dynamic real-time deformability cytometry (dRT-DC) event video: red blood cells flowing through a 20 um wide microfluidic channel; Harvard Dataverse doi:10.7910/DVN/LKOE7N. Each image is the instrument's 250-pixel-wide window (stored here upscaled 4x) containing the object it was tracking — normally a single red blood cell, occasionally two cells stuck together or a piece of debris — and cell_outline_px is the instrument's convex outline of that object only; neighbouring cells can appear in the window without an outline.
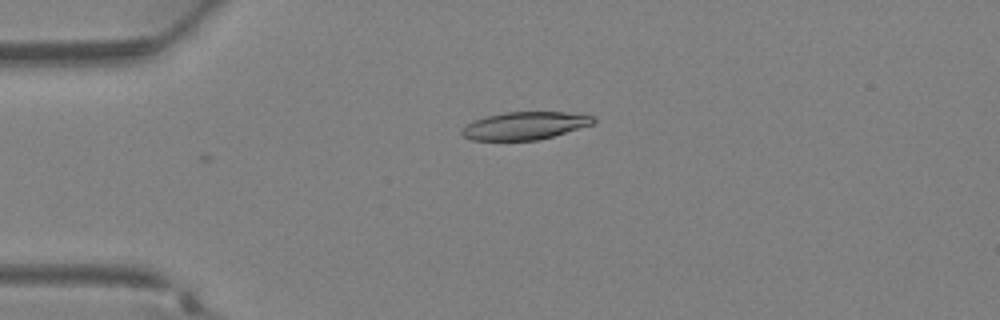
{"species": "Egyptian fruit bat (a non-hibernating species)", "species_latin": "Rousettus aegyptiacus", "temperature_condition": "warm", "stored_images_in_passage": 2, "camera_frame_rate_fps": 3000, "um_per_image_px": 0.085, "animal": {"sex": "female"}, "frame": {"image": 1, "passage_image": 2, "time_ms": 0.333, "image_size_px": [1000, 320], "cell_outline_px": [[596, 120], [592, 124], [552, 136], [536, 140], [472, 140], [464, 136], [460, 132], [472, 120], [484, 116], [504, 112], [564, 112], [592, 116]], "centroid_in_image_um": [44.56, 10.67], "position_along_channel_um": 40.4, "area_um2": 20.98}}